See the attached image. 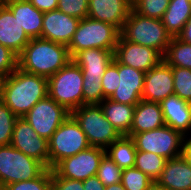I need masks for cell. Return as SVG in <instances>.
I'll return each instance as SVG.
<instances>
[{
	"mask_svg": "<svg viewBox=\"0 0 191 190\" xmlns=\"http://www.w3.org/2000/svg\"><path fill=\"white\" fill-rule=\"evenodd\" d=\"M147 190H169L166 187L160 185L157 181H153L147 188Z\"/></svg>",
	"mask_w": 191,
	"mask_h": 190,
	"instance_id": "cell-44",
	"label": "cell"
},
{
	"mask_svg": "<svg viewBox=\"0 0 191 190\" xmlns=\"http://www.w3.org/2000/svg\"><path fill=\"white\" fill-rule=\"evenodd\" d=\"M123 170L105 154L100 162L96 176L106 187L112 184L121 183Z\"/></svg>",
	"mask_w": 191,
	"mask_h": 190,
	"instance_id": "cell-30",
	"label": "cell"
},
{
	"mask_svg": "<svg viewBox=\"0 0 191 190\" xmlns=\"http://www.w3.org/2000/svg\"><path fill=\"white\" fill-rule=\"evenodd\" d=\"M29 41L17 18L3 3L0 4V44L19 55Z\"/></svg>",
	"mask_w": 191,
	"mask_h": 190,
	"instance_id": "cell-20",
	"label": "cell"
},
{
	"mask_svg": "<svg viewBox=\"0 0 191 190\" xmlns=\"http://www.w3.org/2000/svg\"><path fill=\"white\" fill-rule=\"evenodd\" d=\"M132 10V0H89L87 17L113 24L120 31Z\"/></svg>",
	"mask_w": 191,
	"mask_h": 190,
	"instance_id": "cell-17",
	"label": "cell"
},
{
	"mask_svg": "<svg viewBox=\"0 0 191 190\" xmlns=\"http://www.w3.org/2000/svg\"><path fill=\"white\" fill-rule=\"evenodd\" d=\"M152 182L150 177L135 167L123 169L121 183L126 190H147Z\"/></svg>",
	"mask_w": 191,
	"mask_h": 190,
	"instance_id": "cell-34",
	"label": "cell"
},
{
	"mask_svg": "<svg viewBox=\"0 0 191 190\" xmlns=\"http://www.w3.org/2000/svg\"><path fill=\"white\" fill-rule=\"evenodd\" d=\"M80 19L60 10L44 12L41 38L69 46Z\"/></svg>",
	"mask_w": 191,
	"mask_h": 190,
	"instance_id": "cell-15",
	"label": "cell"
},
{
	"mask_svg": "<svg viewBox=\"0 0 191 190\" xmlns=\"http://www.w3.org/2000/svg\"><path fill=\"white\" fill-rule=\"evenodd\" d=\"M69 115V111L47 95L37 102L23 118L40 137L49 141Z\"/></svg>",
	"mask_w": 191,
	"mask_h": 190,
	"instance_id": "cell-10",
	"label": "cell"
},
{
	"mask_svg": "<svg viewBox=\"0 0 191 190\" xmlns=\"http://www.w3.org/2000/svg\"><path fill=\"white\" fill-rule=\"evenodd\" d=\"M93 147L107 149L122 135L107 120L100 104H84L70 113Z\"/></svg>",
	"mask_w": 191,
	"mask_h": 190,
	"instance_id": "cell-6",
	"label": "cell"
},
{
	"mask_svg": "<svg viewBox=\"0 0 191 190\" xmlns=\"http://www.w3.org/2000/svg\"><path fill=\"white\" fill-rule=\"evenodd\" d=\"M83 72L71 60L48 78V96L70 113L83 105Z\"/></svg>",
	"mask_w": 191,
	"mask_h": 190,
	"instance_id": "cell-5",
	"label": "cell"
},
{
	"mask_svg": "<svg viewBox=\"0 0 191 190\" xmlns=\"http://www.w3.org/2000/svg\"><path fill=\"white\" fill-rule=\"evenodd\" d=\"M136 151L134 140L129 136L122 135L105 152L123 170L134 167Z\"/></svg>",
	"mask_w": 191,
	"mask_h": 190,
	"instance_id": "cell-26",
	"label": "cell"
},
{
	"mask_svg": "<svg viewBox=\"0 0 191 190\" xmlns=\"http://www.w3.org/2000/svg\"><path fill=\"white\" fill-rule=\"evenodd\" d=\"M138 151L152 152L164 158L173 159L183 155L185 136L164 125L141 133H128Z\"/></svg>",
	"mask_w": 191,
	"mask_h": 190,
	"instance_id": "cell-9",
	"label": "cell"
},
{
	"mask_svg": "<svg viewBox=\"0 0 191 190\" xmlns=\"http://www.w3.org/2000/svg\"><path fill=\"white\" fill-rule=\"evenodd\" d=\"M48 78L17 68L3 82L1 100L22 118L41 99L48 95Z\"/></svg>",
	"mask_w": 191,
	"mask_h": 190,
	"instance_id": "cell-1",
	"label": "cell"
},
{
	"mask_svg": "<svg viewBox=\"0 0 191 190\" xmlns=\"http://www.w3.org/2000/svg\"><path fill=\"white\" fill-rule=\"evenodd\" d=\"M5 77L0 75V99L2 97V90H3V82H4Z\"/></svg>",
	"mask_w": 191,
	"mask_h": 190,
	"instance_id": "cell-46",
	"label": "cell"
},
{
	"mask_svg": "<svg viewBox=\"0 0 191 190\" xmlns=\"http://www.w3.org/2000/svg\"><path fill=\"white\" fill-rule=\"evenodd\" d=\"M52 169L47 168L39 177L10 183L1 190H51Z\"/></svg>",
	"mask_w": 191,
	"mask_h": 190,
	"instance_id": "cell-33",
	"label": "cell"
},
{
	"mask_svg": "<svg viewBox=\"0 0 191 190\" xmlns=\"http://www.w3.org/2000/svg\"><path fill=\"white\" fill-rule=\"evenodd\" d=\"M167 159L152 152L136 151L134 167L156 181L165 167Z\"/></svg>",
	"mask_w": 191,
	"mask_h": 190,
	"instance_id": "cell-28",
	"label": "cell"
},
{
	"mask_svg": "<svg viewBox=\"0 0 191 190\" xmlns=\"http://www.w3.org/2000/svg\"><path fill=\"white\" fill-rule=\"evenodd\" d=\"M191 17L190 0H170L162 18L163 25L172 37H177Z\"/></svg>",
	"mask_w": 191,
	"mask_h": 190,
	"instance_id": "cell-25",
	"label": "cell"
},
{
	"mask_svg": "<svg viewBox=\"0 0 191 190\" xmlns=\"http://www.w3.org/2000/svg\"><path fill=\"white\" fill-rule=\"evenodd\" d=\"M83 105L100 104L104 100L101 80L83 79Z\"/></svg>",
	"mask_w": 191,
	"mask_h": 190,
	"instance_id": "cell-35",
	"label": "cell"
},
{
	"mask_svg": "<svg viewBox=\"0 0 191 190\" xmlns=\"http://www.w3.org/2000/svg\"><path fill=\"white\" fill-rule=\"evenodd\" d=\"M184 141V148H183V155L191 165V137L186 139Z\"/></svg>",
	"mask_w": 191,
	"mask_h": 190,
	"instance_id": "cell-43",
	"label": "cell"
},
{
	"mask_svg": "<svg viewBox=\"0 0 191 190\" xmlns=\"http://www.w3.org/2000/svg\"><path fill=\"white\" fill-rule=\"evenodd\" d=\"M119 36L120 30L113 24L83 18L68 46L70 56L73 58L78 52L91 48L115 50Z\"/></svg>",
	"mask_w": 191,
	"mask_h": 190,
	"instance_id": "cell-4",
	"label": "cell"
},
{
	"mask_svg": "<svg viewBox=\"0 0 191 190\" xmlns=\"http://www.w3.org/2000/svg\"><path fill=\"white\" fill-rule=\"evenodd\" d=\"M51 190H84L83 181L64 177H52Z\"/></svg>",
	"mask_w": 191,
	"mask_h": 190,
	"instance_id": "cell-39",
	"label": "cell"
},
{
	"mask_svg": "<svg viewBox=\"0 0 191 190\" xmlns=\"http://www.w3.org/2000/svg\"><path fill=\"white\" fill-rule=\"evenodd\" d=\"M174 94L191 103V69L172 67Z\"/></svg>",
	"mask_w": 191,
	"mask_h": 190,
	"instance_id": "cell-31",
	"label": "cell"
},
{
	"mask_svg": "<svg viewBox=\"0 0 191 190\" xmlns=\"http://www.w3.org/2000/svg\"><path fill=\"white\" fill-rule=\"evenodd\" d=\"M101 85L103 88L104 99L109 98L112 93L118 88L119 85V73H118V61L114 60L108 65L105 73L101 78Z\"/></svg>",
	"mask_w": 191,
	"mask_h": 190,
	"instance_id": "cell-36",
	"label": "cell"
},
{
	"mask_svg": "<svg viewBox=\"0 0 191 190\" xmlns=\"http://www.w3.org/2000/svg\"><path fill=\"white\" fill-rule=\"evenodd\" d=\"M114 51L85 49L78 52L72 60L82 69L83 79L101 80L108 65L114 60Z\"/></svg>",
	"mask_w": 191,
	"mask_h": 190,
	"instance_id": "cell-19",
	"label": "cell"
},
{
	"mask_svg": "<svg viewBox=\"0 0 191 190\" xmlns=\"http://www.w3.org/2000/svg\"><path fill=\"white\" fill-rule=\"evenodd\" d=\"M120 34L130 42L158 51L162 56L172 39L163 25L162 19L141 16L133 9Z\"/></svg>",
	"mask_w": 191,
	"mask_h": 190,
	"instance_id": "cell-3",
	"label": "cell"
},
{
	"mask_svg": "<svg viewBox=\"0 0 191 190\" xmlns=\"http://www.w3.org/2000/svg\"><path fill=\"white\" fill-rule=\"evenodd\" d=\"M88 2L89 0H58L57 9L81 20L87 17Z\"/></svg>",
	"mask_w": 191,
	"mask_h": 190,
	"instance_id": "cell-37",
	"label": "cell"
},
{
	"mask_svg": "<svg viewBox=\"0 0 191 190\" xmlns=\"http://www.w3.org/2000/svg\"><path fill=\"white\" fill-rule=\"evenodd\" d=\"M104 190H126L122 183H116L106 186Z\"/></svg>",
	"mask_w": 191,
	"mask_h": 190,
	"instance_id": "cell-45",
	"label": "cell"
},
{
	"mask_svg": "<svg viewBox=\"0 0 191 190\" xmlns=\"http://www.w3.org/2000/svg\"><path fill=\"white\" fill-rule=\"evenodd\" d=\"M18 117L0 99V146L10 145Z\"/></svg>",
	"mask_w": 191,
	"mask_h": 190,
	"instance_id": "cell-32",
	"label": "cell"
},
{
	"mask_svg": "<svg viewBox=\"0 0 191 190\" xmlns=\"http://www.w3.org/2000/svg\"><path fill=\"white\" fill-rule=\"evenodd\" d=\"M114 58L125 66L144 73L157 66L163 56L156 50L126 40L121 34L114 51Z\"/></svg>",
	"mask_w": 191,
	"mask_h": 190,
	"instance_id": "cell-13",
	"label": "cell"
},
{
	"mask_svg": "<svg viewBox=\"0 0 191 190\" xmlns=\"http://www.w3.org/2000/svg\"><path fill=\"white\" fill-rule=\"evenodd\" d=\"M119 85L108 98L117 103L136 105L142 100L145 73L118 62Z\"/></svg>",
	"mask_w": 191,
	"mask_h": 190,
	"instance_id": "cell-16",
	"label": "cell"
},
{
	"mask_svg": "<svg viewBox=\"0 0 191 190\" xmlns=\"http://www.w3.org/2000/svg\"><path fill=\"white\" fill-rule=\"evenodd\" d=\"M39 11L47 12L58 8V0H28Z\"/></svg>",
	"mask_w": 191,
	"mask_h": 190,
	"instance_id": "cell-40",
	"label": "cell"
},
{
	"mask_svg": "<svg viewBox=\"0 0 191 190\" xmlns=\"http://www.w3.org/2000/svg\"><path fill=\"white\" fill-rule=\"evenodd\" d=\"M84 190H104L105 186L95 175L83 181Z\"/></svg>",
	"mask_w": 191,
	"mask_h": 190,
	"instance_id": "cell-41",
	"label": "cell"
},
{
	"mask_svg": "<svg viewBox=\"0 0 191 190\" xmlns=\"http://www.w3.org/2000/svg\"><path fill=\"white\" fill-rule=\"evenodd\" d=\"M10 145L49 168L48 141L40 137L23 117L15 122Z\"/></svg>",
	"mask_w": 191,
	"mask_h": 190,
	"instance_id": "cell-12",
	"label": "cell"
},
{
	"mask_svg": "<svg viewBox=\"0 0 191 190\" xmlns=\"http://www.w3.org/2000/svg\"><path fill=\"white\" fill-rule=\"evenodd\" d=\"M103 148L91 146L74 156L59 161L52 168V177H64L84 181L97 174L102 157L106 154Z\"/></svg>",
	"mask_w": 191,
	"mask_h": 190,
	"instance_id": "cell-11",
	"label": "cell"
},
{
	"mask_svg": "<svg viewBox=\"0 0 191 190\" xmlns=\"http://www.w3.org/2000/svg\"><path fill=\"white\" fill-rule=\"evenodd\" d=\"M101 109L107 120L119 131L127 135L133 124L134 105L114 102L108 98L100 103Z\"/></svg>",
	"mask_w": 191,
	"mask_h": 190,
	"instance_id": "cell-24",
	"label": "cell"
},
{
	"mask_svg": "<svg viewBox=\"0 0 191 190\" xmlns=\"http://www.w3.org/2000/svg\"><path fill=\"white\" fill-rule=\"evenodd\" d=\"M48 145L49 169L59 161L91 147L87 136L71 115L53 133Z\"/></svg>",
	"mask_w": 191,
	"mask_h": 190,
	"instance_id": "cell-8",
	"label": "cell"
},
{
	"mask_svg": "<svg viewBox=\"0 0 191 190\" xmlns=\"http://www.w3.org/2000/svg\"><path fill=\"white\" fill-rule=\"evenodd\" d=\"M170 0H132V9L141 16L162 19Z\"/></svg>",
	"mask_w": 191,
	"mask_h": 190,
	"instance_id": "cell-29",
	"label": "cell"
},
{
	"mask_svg": "<svg viewBox=\"0 0 191 190\" xmlns=\"http://www.w3.org/2000/svg\"><path fill=\"white\" fill-rule=\"evenodd\" d=\"M3 4L13 13L30 39L41 38L44 12L28 0H4Z\"/></svg>",
	"mask_w": 191,
	"mask_h": 190,
	"instance_id": "cell-21",
	"label": "cell"
},
{
	"mask_svg": "<svg viewBox=\"0 0 191 190\" xmlns=\"http://www.w3.org/2000/svg\"><path fill=\"white\" fill-rule=\"evenodd\" d=\"M72 60L66 45L32 38L18 55V68L49 78Z\"/></svg>",
	"mask_w": 191,
	"mask_h": 190,
	"instance_id": "cell-2",
	"label": "cell"
},
{
	"mask_svg": "<svg viewBox=\"0 0 191 190\" xmlns=\"http://www.w3.org/2000/svg\"><path fill=\"white\" fill-rule=\"evenodd\" d=\"M177 37L181 41L191 44V17L188 19L182 32Z\"/></svg>",
	"mask_w": 191,
	"mask_h": 190,
	"instance_id": "cell-42",
	"label": "cell"
},
{
	"mask_svg": "<svg viewBox=\"0 0 191 190\" xmlns=\"http://www.w3.org/2000/svg\"><path fill=\"white\" fill-rule=\"evenodd\" d=\"M47 168L12 145L0 146V190L10 184L39 177Z\"/></svg>",
	"mask_w": 191,
	"mask_h": 190,
	"instance_id": "cell-7",
	"label": "cell"
},
{
	"mask_svg": "<svg viewBox=\"0 0 191 190\" xmlns=\"http://www.w3.org/2000/svg\"><path fill=\"white\" fill-rule=\"evenodd\" d=\"M165 125L160 103L141 100L135 105L133 124L129 133H141Z\"/></svg>",
	"mask_w": 191,
	"mask_h": 190,
	"instance_id": "cell-23",
	"label": "cell"
},
{
	"mask_svg": "<svg viewBox=\"0 0 191 190\" xmlns=\"http://www.w3.org/2000/svg\"><path fill=\"white\" fill-rule=\"evenodd\" d=\"M163 60L171 67L191 69V44L181 41L178 37H172Z\"/></svg>",
	"mask_w": 191,
	"mask_h": 190,
	"instance_id": "cell-27",
	"label": "cell"
},
{
	"mask_svg": "<svg viewBox=\"0 0 191 190\" xmlns=\"http://www.w3.org/2000/svg\"><path fill=\"white\" fill-rule=\"evenodd\" d=\"M174 94L172 67L162 60L145 73L142 100L160 103Z\"/></svg>",
	"mask_w": 191,
	"mask_h": 190,
	"instance_id": "cell-14",
	"label": "cell"
},
{
	"mask_svg": "<svg viewBox=\"0 0 191 190\" xmlns=\"http://www.w3.org/2000/svg\"><path fill=\"white\" fill-rule=\"evenodd\" d=\"M18 68V55L0 44V75L5 78Z\"/></svg>",
	"mask_w": 191,
	"mask_h": 190,
	"instance_id": "cell-38",
	"label": "cell"
},
{
	"mask_svg": "<svg viewBox=\"0 0 191 190\" xmlns=\"http://www.w3.org/2000/svg\"><path fill=\"white\" fill-rule=\"evenodd\" d=\"M156 181L169 190H191V165L184 155L168 159Z\"/></svg>",
	"mask_w": 191,
	"mask_h": 190,
	"instance_id": "cell-22",
	"label": "cell"
},
{
	"mask_svg": "<svg viewBox=\"0 0 191 190\" xmlns=\"http://www.w3.org/2000/svg\"><path fill=\"white\" fill-rule=\"evenodd\" d=\"M160 106L165 125L186 137L191 132V103L173 94L162 100Z\"/></svg>",
	"mask_w": 191,
	"mask_h": 190,
	"instance_id": "cell-18",
	"label": "cell"
}]
</instances>
